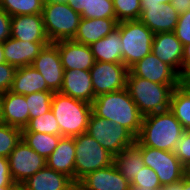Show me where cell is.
<instances>
[{
	"label": "cell",
	"instance_id": "25",
	"mask_svg": "<svg viewBox=\"0 0 190 190\" xmlns=\"http://www.w3.org/2000/svg\"><path fill=\"white\" fill-rule=\"evenodd\" d=\"M113 163L125 179L131 183L140 172V169L146 166L141 155V145L135 141L125 147L119 154L114 156Z\"/></svg>",
	"mask_w": 190,
	"mask_h": 190
},
{
	"label": "cell",
	"instance_id": "46",
	"mask_svg": "<svg viewBox=\"0 0 190 190\" xmlns=\"http://www.w3.org/2000/svg\"><path fill=\"white\" fill-rule=\"evenodd\" d=\"M9 190H28L24 182H12L9 186Z\"/></svg>",
	"mask_w": 190,
	"mask_h": 190
},
{
	"label": "cell",
	"instance_id": "54",
	"mask_svg": "<svg viewBox=\"0 0 190 190\" xmlns=\"http://www.w3.org/2000/svg\"><path fill=\"white\" fill-rule=\"evenodd\" d=\"M0 190H9V186L0 187Z\"/></svg>",
	"mask_w": 190,
	"mask_h": 190
},
{
	"label": "cell",
	"instance_id": "29",
	"mask_svg": "<svg viewBox=\"0 0 190 190\" xmlns=\"http://www.w3.org/2000/svg\"><path fill=\"white\" fill-rule=\"evenodd\" d=\"M62 136L40 132H22V140L39 155L47 159Z\"/></svg>",
	"mask_w": 190,
	"mask_h": 190
},
{
	"label": "cell",
	"instance_id": "22",
	"mask_svg": "<svg viewBox=\"0 0 190 190\" xmlns=\"http://www.w3.org/2000/svg\"><path fill=\"white\" fill-rule=\"evenodd\" d=\"M46 166L67 175L75 181V143L74 137L62 136L57 147L46 159Z\"/></svg>",
	"mask_w": 190,
	"mask_h": 190
},
{
	"label": "cell",
	"instance_id": "49",
	"mask_svg": "<svg viewBox=\"0 0 190 190\" xmlns=\"http://www.w3.org/2000/svg\"><path fill=\"white\" fill-rule=\"evenodd\" d=\"M66 190H85V188L79 181H73Z\"/></svg>",
	"mask_w": 190,
	"mask_h": 190
},
{
	"label": "cell",
	"instance_id": "2",
	"mask_svg": "<svg viewBox=\"0 0 190 190\" xmlns=\"http://www.w3.org/2000/svg\"><path fill=\"white\" fill-rule=\"evenodd\" d=\"M185 129L170 110L143 117L136 141L142 145L174 152Z\"/></svg>",
	"mask_w": 190,
	"mask_h": 190
},
{
	"label": "cell",
	"instance_id": "42",
	"mask_svg": "<svg viewBox=\"0 0 190 190\" xmlns=\"http://www.w3.org/2000/svg\"><path fill=\"white\" fill-rule=\"evenodd\" d=\"M182 79L190 80V43L184 46L182 59Z\"/></svg>",
	"mask_w": 190,
	"mask_h": 190
},
{
	"label": "cell",
	"instance_id": "12",
	"mask_svg": "<svg viewBox=\"0 0 190 190\" xmlns=\"http://www.w3.org/2000/svg\"><path fill=\"white\" fill-rule=\"evenodd\" d=\"M14 182H24L46 167V159L30 148L22 139L8 157Z\"/></svg>",
	"mask_w": 190,
	"mask_h": 190
},
{
	"label": "cell",
	"instance_id": "45",
	"mask_svg": "<svg viewBox=\"0 0 190 190\" xmlns=\"http://www.w3.org/2000/svg\"><path fill=\"white\" fill-rule=\"evenodd\" d=\"M91 0H68V3L74 6V8L79 11L83 5H86Z\"/></svg>",
	"mask_w": 190,
	"mask_h": 190
},
{
	"label": "cell",
	"instance_id": "19",
	"mask_svg": "<svg viewBox=\"0 0 190 190\" xmlns=\"http://www.w3.org/2000/svg\"><path fill=\"white\" fill-rule=\"evenodd\" d=\"M79 182L85 190H130L131 185L114 163L87 174Z\"/></svg>",
	"mask_w": 190,
	"mask_h": 190
},
{
	"label": "cell",
	"instance_id": "3",
	"mask_svg": "<svg viewBox=\"0 0 190 190\" xmlns=\"http://www.w3.org/2000/svg\"><path fill=\"white\" fill-rule=\"evenodd\" d=\"M51 110L60 128V136L75 137L87 130L92 105L82 100L54 92Z\"/></svg>",
	"mask_w": 190,
	"mask_h": 190
},
{
	"label": "cell",
	"instance_id": "43",
	"mask_svg": "<svg viewBox=\"0 0 190 190\" xmlns=\"http://www.w3.org/2000/svg\"><path fill=\"white\" fill-rule=\"evenodd\" d=\"M170 4L179 15L190 10V0H171Z\"/></svg>",
	"mask_w": 190,
	"mask_h": 190
},
{
	"label": "cell",
	"instance_id": "27",
	"mask_svg": "<svg viewBox=\"0 0 190 190\" xmlns=\"http://www.w3.org/2000/svg\"><path fill=\"white\" fill-rule=\"evenodd\" d=\"M90 47L95 61L122 63L123 43L118 28L90 45Z\"/></svg>",
	"mask_w": 190,
	"mask_h": 190
},
{
	"label": "cell",
	"instance_id": "20",
	"mask_svg": "<svg viewBox=\"0 0 190 190\" xmlns=\"http://www.w3.org/2000/svg\"><path fill=\"white\" fill-rule=\"evenodd\" d=\"M61 94L92 104L95 99L88 70H64Z\"/></svg>",
	"mask_w": 190,
	"mask_h": 190
},
{
	"label": "cell",
	"instance_id": "33",
	"mask_svg": "<svg viewBox=\"0 0 190 190\" xmlns=\"http://www.w3.org/2000/svg\"><path fill=\"white\" fill-rule=\"evenodd\" d=\"M53 91H42L25 96L30 119L40 117L51 110Z\"/></svg>",
	"mask_w": 190,
	"mask_h": 190
},
{
	"label": "cell",
	"instance_id": "38",
	"mask_svg": "<svg viewBox=\"0 0 190 190\" xmlns=\"http://www.w3.org/2000/svg\"><path fill=\"white\" fill-rule=\"evenodd\" d=\"M174 33L183 46L190 43V10L179 15Z\"/></svg>",
	"mask_w": 190,
	"mask_h": 190
},
{
	"label": "cell",
	"instance_id": "24",
	"mask_svg": "<svg viewBox=\"0 0 190 190\" xmlns=\"http://www.w3.org/2000/svg\"><path fill=\"white\" fill-rule=\"evenodd\" d=\"M10 91L26 96L51 90L47 87L44 77L30 65L17 68Z\"/></svg>",
	"mask_w": 190,
	"mask_h": 190
},
{
	"label": "cell",
	"instance_id": "37",
	"mask_svg": "<svg viewBox=\"0 0 190 190\" xmlns=\"http://www.w3.org/2000/svg\"><path fill=\"white\" fill-rule=\"evenodd\" d=\"M175 155L181 164L187 169L190 166V130H185L181 139L176 144Z\"/></svg>",
	"mask_w": 190,
	"mask_h": 190
},
{
	"label": "cell",
	"instance_id": "17",
	"mask_svg": "<svg viewBox=\"0 0 190 190\" xmlns=\"http://www.w3.org/2000/svg\"><path fill=\"white\" fill-rule=\"evenodd\" d=\"M50 42H28L9 37L3 42L5 62L15 68L32 65L40 51Z\"/></svg>",
	"mask_w": 190,
	"mask_h": 190
},
{
	"label": "cell",
	"instance_id": "51",
	"mask_svg": "<svg viewBox=\"0 0 190 190\" xmlns=\"http://www.w3.org/2000/svg\"><path fill=\"white\" fill-rule=\"evenodd\" d=\"M130 190H155L152 188L146 189V188H140L138 186H130Z\"/></svg>",
	"mask_w": 190,
	"mask_h": 190
},
{
	"label": "cell",
	"instance_id": "39",
	"mask_svg": "<svg viewBox=\"0 0 190 190\" xmlns=\"http://www.w3.org/2000/svg\"><path fill=\"white\" fill-rule=\"evenodd\" d=\"M17 68L8 64H0V94L10 91Z\"/></svg>",
	"mask_w": 190,
	"mask_h": 190
},
{
	"label": "cell",
	"instance_id": "52",
	"mask_svg": "<svg viewBox=\"0 0 190 190\" xmlns=\"http://www.w3.org/2000/svg\"><path fill=\"white\" fill-rule=\"evenodd\" d=\"M44 2L68 3V0H45Z\"/></svg>",
	"mask_w": 190,
	"mask_h": 190
},
{
	"label": "cell",
	"instance_id": "13",
	"mask_svg": "<svg viewBox=\"0 0 190 190\" xmlns=\"http://www.w3.org/2000/svg\"><path fill=\"white\" fill-rule=\"evenodd\" d=\"M43 77L47 87L53 92H60L64 68L61 63L59 50L54 43L46 45L35 58L32 65Z\"/></svg>",
	"mask_w": 190,
	"mask_h": 190
},
{
	"label": "cell",
	"instance_id": "47",
	"mask_svg": "<svg viewBox=\"0 0 190 190\" xmlns=\"http://www.w3.org/2000/svg\"><path fill=\"white\" fill-rule=\"evenodd\" d=\"M160 190H182V180L176 184L164 185Z\"/></svg>",
	"mask_w": 190,
	"mask_h": 190
},
{
	"label": "cell",
	"instance_id": "53",
	"mask_svg": "<svg viewBox=\"0 0 190 190\" xmlns=\"http://www.w3.org/2000/svg\"><path fill=\"white\" fill-rule=\"evenodd\" d=\"M3 108H2V98H1V94H0V123H3V121H2V110Z\"/></svg>",
	"mask_w": 190,
	"mask_h": 190
},
{
	"label": "cell",
	"instance_id": "55",
	"mask_svg": "<svg viewBox=\"0 0 190 190\" xmlns=\"http://www.w3.org/2000/svg\"><path fill=\"white\" fill-rule=\"evenodd\" d=\"M186 172H190V166L186 169Z\"/></svg>",
	"mask_w": 190,
	"mask_h": 190
},
{
	"label": "cell",
	"instance_id": "48",
	"mask_svg": "<svg viewBox=\"0 0 190 190\" xmlns=\"http://www.w3.org/2000/svg\"><path fill=\"white\" fill-rule=\"evenodd\" d=\"M182 190H190V175L186 174L182 179Z\"/></svg>",
	"mask_w": 190,
	"mask_h": 190
},
{
	"label": "cell",
	"instance_id": "5",
	"mask_svg": "<svg viewBox=\"0 0 190 190\" xmlns=\"http://www.w3.org/2000/svg\"><path fill=\"white\" fill-rule=\"evenodd\" d=\"M42 18L48 40L55 43L73 40L81 14L69 3L44 2Z\"/></svg>",
	"mask_w": 190,
	"mask_h": 190
},
{
	"label": "cell",
	"instance_id": "50",
	"mask_svg": "<svg viewBox=\"0 0 190 190\" xmlns=\"http://www.w3.org/2000/svg\"><path fill=\"white\" fill-rule=\"evenodd\" d=\"M5 63L3 42H0V64Z\"/></svg>",
	"mask_w": 190,
	"mask_h": 190
},
{
	"label": "cell",
	"instance_id": "34",
	"mask_svg": "<svg viewBox=\"0 0 190 190\" xmlns=\"http://www.w3.org/2000/svg\"><path fill=\"white\" fill-rule=\"evenodd\" d=\"M22 139V129L0 123V157L8 158Z\"/></svg>",
	"mask_w": 190,
	"mask_h": 190
},
{
	"label": "cell",
	"instance_id": "18",
	"mask_svg": "<svg viewBox=\"0 0 190 190\" xmlns=\"http://www.w3.org/2000/svg\"><path fill=\"white\" fill-rule=\"evenodd\" d=\"M11 37L28 42H50L42 14L11 16Z\"/></svg>",
	"mask_w": 190,
	"mask_h": 190
},
{
	"label": "cell",
	"instance_id": "23",
	"mask_svg": "<svg viewBox=\"0 0 190 190\" xmlns=\"http://www.w3.org/2000/svg\"><path fill=\"white\" fill-rule=\"evenodd\" d=\"M2 98V121L10 126L24 129L30 119L28 104L25 95L11 91L1 94Z\"/></svg>",
	"mask_w": 190,
	"mask_h": 190
},
{
	"label": "cell",
	"instance_id": "28",
	"mask_svg": "<svg viewBox=\"0 0 190 190\" xmlns=\"http://www.w3.org/2000/svg\"><path fill=\"white\" fill-rule=\"evenodd\" d=\"M169 110L185 130H190V80H183L173 90Z\"/></svg>",
	"mask_w": 190,
	"mask_h": 190
},
{
	"label": "cell",
	"instance_id": "31",
	"mask_svg": "<svg viewBox=\"0 0 190 190\" xmlns=\"http://www.w3.org/2000/svg\"><path fill=\"white\" fill-rule=\"evenodd\" d=\"M81 18H116L113 0H91L79 10Z\"/></svg>",
	"mask_w": 190,
	"mask_h": 190
},
{
	"label": "cell",
	"instance_id": "16",
	"mask_svg": "<svg viewBox=\"0 0 190 190\" xmlns=\"http://www.w3.org/2000/svg\"><path fill=\"white\" fill-rule=\"evenodd\" d=\"M58 50L64 70H88L94 65V57L90 46L73 40L54 43Z\"/></svg>",
	"mask_w": 190,
	"mask_h": 190
},
{
	"label": "cell",
	"instance_id": "35",
	"mask_svg": "<svg viewBox=\"0 0 190 190\" xmlns=\"http://www.w3.org/2000/svg\"><path fill=\"white\" fill-rule=\"evenodd\" d=\"M118 22L138 20L141 15L140 0H113Z\"/></svg>",
	"mask_w": 190,
	"mask_h": 190
},
{
	"label": "cell",
	"instance_id": "11",
	"mask_svg": "<svg viewBox=\"0 0 190 190\" xmlns=\"http://www.w3.org/2000/svg\"><path fill=\"white\" fill-rule=\"evenodd\" d=\"M127 76H137L151 82L168 86H178L183 79L152 52L129 68Z\"/></svg>",
	"mask_w": 190,
	"mask_h": 190
},
{
	"label": "cell",
	"instance_id": "32",
	"mask_svg": "<svg viewBox=\"0 0 190 190\" xmlns=\"http://www.w3.org/2000/svg\"><path fill=\"white\" fill-rule=\"evenodd\" d=\"M22 132H40L51 135H60V128L52 110L40 117L29 119Z\"/></svg>",
	"mask_w": 190,
	"mask_h": 190
},
{
	"label": "cell",
	"instance_id": "26",
	"mask_svg": "<svg viewBox=\"0 0 190 190\" xmlns=\"http://www.w3.org/2000/svg\"><path fill=\"white\" fill-rule=\"evenodd\" d=\"M72 182L67 175L47 166L24 181L28 190H66Z\"/></svg>",
	"mask_w": 190,
	"mask_h": 190
},
{
	"label": "cell",
	"instance_id": "36",
	"mask_svg": "<svg viewBox=\"0 0 190 190\" xmlns=\"http://www.w3.org/2000/svg\"><path fill=\"white\" fill-rule=\"evenodd\" d=\"M130 186H138L140 188H152L160 190L163 186L161 185L156 172L150 167H143L136 177L131 181Z\"/></svg>",
	"mask_w": 190,
	"mask_h": 190
},
{
	"label": "cell",
	"instance_id": "4",
	"mask_svg": "<svg viewBox=\"0 0 190 190\" xmlns=\"http://www.w3.org/2000/svg\"><path fill=\"white\" fill-rule=\"evenodd\" d=\"M176 87L127 76L126 88L143 116L169 110L171 95Z\"/></svg>",
	"mask_w": 190,
	"mask_h": 190
},
{
	"label": "cell",
	"instance_id": "6",
	"mask_svg": "<svg viewBox=\"0 0 190 190\" xmlns=\"http://www.w3.org/2000/svg\"><path fill=\"white\" fill-rule=\"evenodd\" d=\"M122 47V63L129 69L152 52L154 33L141 21L118 22Z\"/></svg>",
	"mask_w": 190,
	"mask_h": 190
},
{
	"label": "cell",
	"instance_id": "7",
	"mask_svg": "<svg viewBox=\"0 0 190 190\" xmlns=\"http://www.w3.org/2000/svg\"><path fill=\"white\" fill-rule=\"evenodd\" d=\"M74 143L75 181H80L87 174L113 164L114 156L88 133L75 136Z\"/></svg>",
	"mask_w": 190,
	"mask_h": 190
},
{
	"label": "cell",
	"instance_id": "41",
	"mask_svg": "<svg viewBox=\"0 0 190 190\" xmlns=\"http://www.w3.org/2000/svg\"><path fill=\"white\" fill-rule=\"evenodd\" d=\"M12 182L8 158L0 157V187L10 186Z\"/></svg>",
	"mask_w": 190,
	"mask_h": 190
},
{
	"label": "cell",
	"instance_id": "10",
	"mask_svg": "<svg viewBox=\"0 0 190 190\" xmlns=\"http://www.w3.org/2000/svg\"><path fill=\"white\" fill-rule=\"evenodd\" d=\"M128 72L123 63L95 61L90 69L95 97L126 88Z\"/></svg>",
	"mask_w": 190,
	"mask_h": 190
},
{
	"label": "cell",
	"instance_id": "40",
	"mask_svg": "<svg viewBox=\"0 0 190 190\" xmlns=\"http://www.w3.org/2000/svg\"><path fill=\"white\" fill-rule=\"evenodd\" d=\"M11 37V16L0 7V42Z\"/></svg>",
	"mask_w": 190,
	"mask_h": 190
},
{
	"label": "cell",
	"instance_id": "1",
	"mask_svg": "<svg viewBox=\"0 0 190 190\" xmlns=\"http://www.w3.org/2000/svg\"><path fill=\"white\" fill-rule=\"evenodd\" d=\"M91 105L96 116L120 124L135 137L138 136L144 116L138 110L127 88L99 95Z\"/></svg>",
	"mask_w": 190,
	"mask_h": 190
},
{
	"label": "cell",
	"instance_id": "15",
	"mask_svg": "<svg viewBox=\"0 0 190 190\" xmlns=\"http://www.w3.org/2000/svg\"><path fill=\"white\" fill-rule=\"evenodd\" d=\"M141 9V15L138 20L145 24L154 34L174 32L179 14L170 3L141 6Z\"/></svg>",
	"mask_w": 190,
	"mask_h": 190
},
{
	"label": "cell",
	"instance_id": "21",
	"mask_svg": "<svg viewBox=\"0 0 190 190\" xmlns=\"http://www.w3.org/2000/svg\"><path fill=\"white\" fill-rule=\"evenodd\" d=\"M117 25L116 18H81L73 41L90 46L117 29Z\"/></svg>",
	"mask_w": 190,
	"mask_h": 190
},
{
	"label": "cell",
	"instance_id": "14",
	"mask_svg": "<svg viewBox=\"0 0 190 190\" xmlns=\"http://www.w3.org/2000/svg\"><path fill=\"white\" fill-rule=\"evenodd\" d=\"M184 46L174 32L156 33L152 42V53L168 64L182 78Z\"/></svg>",
	"mask_w": 190,
	"mask_h": 190
},
{
	"label": "cell",
	"instance_id": "44",
	"mask_svg": "<svg viewBox=\"0 0 190 190\" xmlns=\"http://www.w3.org/2000/svg\"><path fill=\"white\" fill-rule=\"evenodd\" d=\"M171 0H140L141 6H154L159 3L168 4Z\"/></svg>",
	"mask_w": 190,
	"mask_h": 190
},
{
	"label": "cell",
	"instance_id": "8",
	"mask_svg": "<svg viewBox=\"0 0 190 190\" xmlns=\"http://www.w3.org/2000/svg\"><path fill=\"white\" fill-rule=\"evenodd\" d=\"M86 133L113 156L136 141V137L125 127L98 117L93 112L89 117Z\"/></svg>",
	"mask_w": 190,
	"mask_h": 190
},
{
	"label": "cell",
	"instance_id": "9",
	"mask_svg": "<svg viewBox=\"0 0 190 190\" xmlns=\"http://www.w3.org/2000/svg\"><path fill=\"white\" fill-rule=\"evenodd\" d=\"M141 155L145 165L156 172L162 186L176 184L187 174L174 152L141 145Z\"/></svg>",
	"mask_w": 190,
	"mask_h": 190
},
{
	"label": "cell",
	"instance_id": "30",
	"mask_svg": "<svg viewBox=\"0 0 190 190\" xmlns=\"http://www.w3.org/2000/svg\"><path fill=\"white\" fill-rule=\"evenodd\" d=\"M45 0H0V7L10 16L42 14Z\"/></svg>",
	"mask_w": 190,
	"mask_h": 190
}]
</instances>
